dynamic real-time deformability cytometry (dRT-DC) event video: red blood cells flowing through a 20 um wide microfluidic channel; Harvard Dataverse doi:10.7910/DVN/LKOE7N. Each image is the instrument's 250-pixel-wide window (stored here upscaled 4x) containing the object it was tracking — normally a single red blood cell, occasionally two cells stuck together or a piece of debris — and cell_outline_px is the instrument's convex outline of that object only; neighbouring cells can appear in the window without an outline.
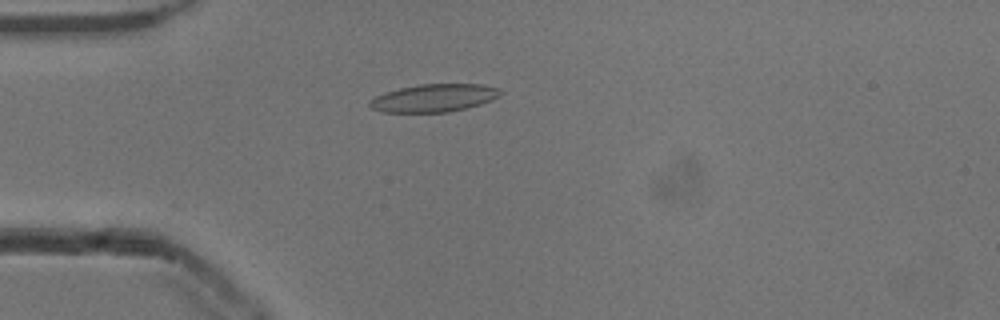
{"species": "common noctule bat (a hibernating species)", "species_latin": "Nyctalus noctula", "temperature_condition": "cold", "stored_images_in_passage": 53, "camera_frame_rate_fps": 3000, "um_per_image_px": 0.085, "animal": {"sex": "male", "body_mass_g": 13.3}, "frame": {"image": 1, "passage_image": 14, "time_ms": 4.333, "image_size_px": [1000, 320], "cell_outline_px": [[504, 92], [500, 96], [492, 100], [480, 104], [448, 112], [384, 112], [372, 108], [368, 104], [368, 100], [384, 92], [400, 88], [420, 84], [484, 84], [500, 88]], "centroid_in_image_um": [36.91, 8.32], "position_along_channel_um": 48.1, "area_um2": 21.27}}
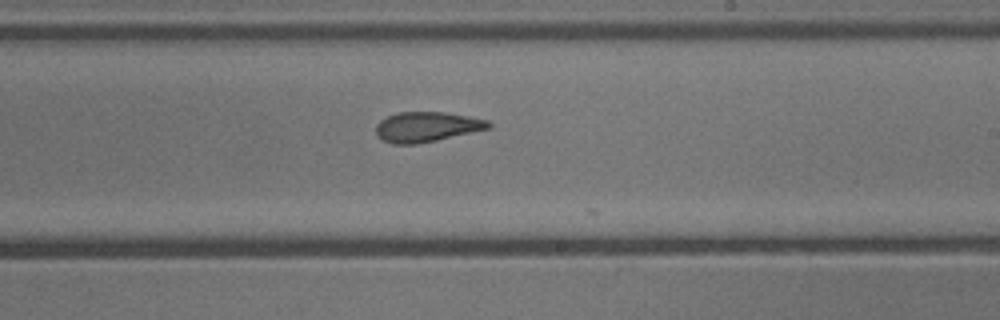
{"frame": {"image": 2, "passage_image": 31, "time_ms": 10.0, "image_size_px": [1000, 320], "cell_outline_px": [[492, 128], [436, 140], [416, 144], [392, 144], [376, 136], [376, 124], [380, 120], [396, 112], [444, 112], [468, 116], [488, 120], [492, 124]], "centroid_in_image_um": [36.27, 10.78], "position_along_channel_um": 252.7, "area_um2": 19.77}}
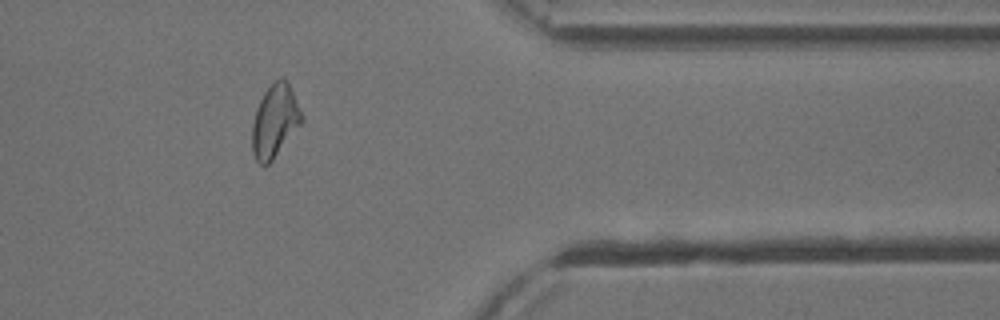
{"frame": {"image": 3, "passage_image": 43, "time_ms": 14.0, "image_size_px": [1000, 320], "cell_outline_px": [[304, 120], [272, 160], [268, 164], [260, 164], [256, 160], [252, 152], [252, 124], [256, 108], [264, 92], [280, 76], [288, 84], [304, 116]], "centroid_in_image_um": [23.35, 10.3], "position_along_channel_um": 388.0, "area_um2": 20.69}, "authors_computed_cell_mechanics": {"area_um2": 21.1548, "velocity_mm_per_s": 3.8524, "shape_relaxation_time_tau1_ms": null, "shape_relaxation_time_tau2_ms": 3.304, "deformation_change_tau1": null, "deformation_change_tau2": 0.1236}}